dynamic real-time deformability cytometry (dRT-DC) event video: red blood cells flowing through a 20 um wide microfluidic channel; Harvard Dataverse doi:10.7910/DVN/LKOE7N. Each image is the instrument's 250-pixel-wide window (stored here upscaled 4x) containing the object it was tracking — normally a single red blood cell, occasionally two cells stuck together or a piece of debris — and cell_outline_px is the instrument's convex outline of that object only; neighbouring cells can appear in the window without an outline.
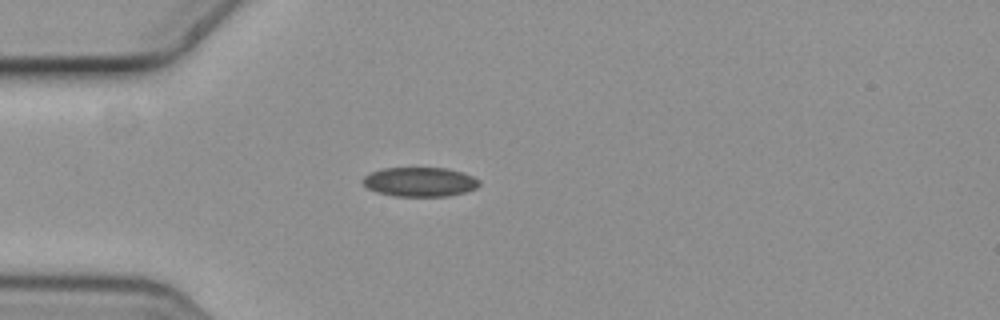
{"species": "common noctule bat (a hibernating species)", "species_latin": "Nyctalus noctula", "temperature_condition": "cold", "stored_images_in_passage": 2, "camera_frame_rate_fps": 3000, "um_per_image_px": 0.085, "animal": {"sex": "female", "body_mass_g": 19.3, "forearm_length_mm": 54.1}, "frame": {"image": 1, "passage_image": 2, "time_ms": 0.333, "image_size_px": [1000, 320], "cell_outline_px": [[480, 184], [476, 188], [464, 192], [448, 196], [396, 196], [376, 192], [368, 188], [364, 184], [364, 176], [380, 168], [448, 168], [472, 176], [480, 180]], "centroid_in_image_um": [35.69, 15.46], "position_along_channel_um": 49.3, "area_um2": 19.77}}